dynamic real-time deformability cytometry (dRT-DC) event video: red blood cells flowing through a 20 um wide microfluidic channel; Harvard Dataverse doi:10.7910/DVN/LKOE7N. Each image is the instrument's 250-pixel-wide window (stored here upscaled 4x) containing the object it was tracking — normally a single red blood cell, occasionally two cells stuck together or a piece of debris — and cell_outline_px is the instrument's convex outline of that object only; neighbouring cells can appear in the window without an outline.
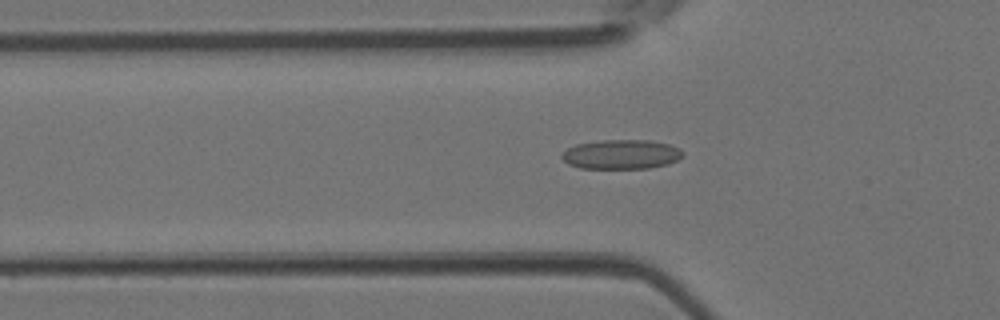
{"species": "Egyptian fruit bat (a non-hibernating species)", "species_latin": "Rousettus aegyptiacus", "temperature_condition": "room temperature", "stored_images_in_passage": 37, "camera_frame_rate_fps": 3000, "um_per_image_px": 0.085, "animal": {"sex": "female"}, "frame": {"image": 1, "passage_image": 7, "time_ms": 2.0, "image_size_px": [1000, 320], "cell_outline_px": [[684, 156], [668, 164], [648, 168], [580, 168], [568, 164], [560, 156], [560, 152], [576, 144], [604, 140], [652, 140], [668, 144], [680, 148], [684, 152]], "centroid_in_image_um": [52.81, 13.11], "position_along_channel_um": 73.0, "area_um2": 20.87}}
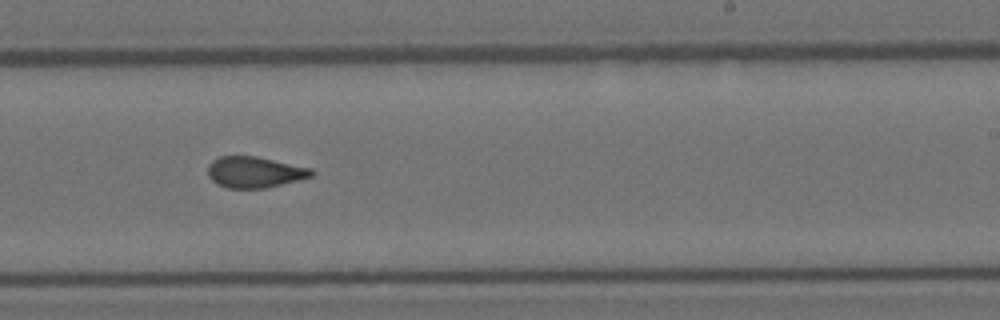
{"frame": {"image": 2, "passage_image": 20, "time_ms": 6.333, "image_size_px": [1000, 320], "cell_outline_px": [[316, 172], [312, 176], [300, 180], [264, 188], [228, 188], [216, 184], [208, 176], [208, 164], [212, 160], [220, 156], [256, 156], [312, 168]], "centroid_in_image_um": [21.65, 14.63], "position_along_channel_um": 267.4, "area_um2": 18.9}}
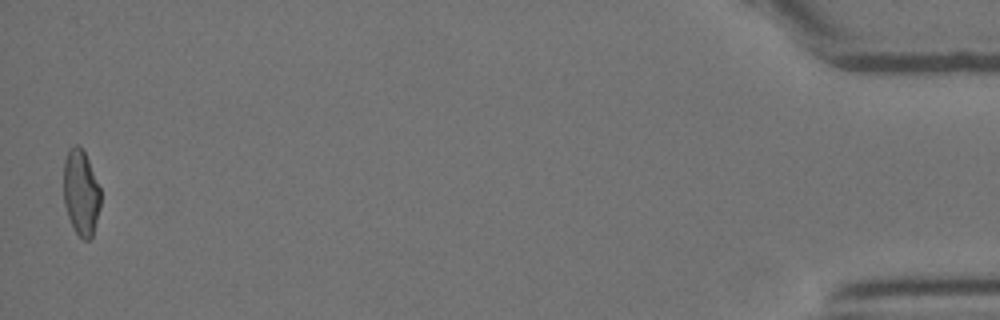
{"frame": {"image": 3, "passage_image": 37, "time_ms": 12.0, "image_size_px": [1000, 320], "cell_outline_px": [[100, 208], [92, 236], [88, 240], [84, 240], [72, 228], [64, 204], [64, 160], [68, 148], [76, 144], [84, 152], [88, 160], [100, 188]], "centroid_in_image_um": [6.87, 16.38], "position_along_channel_um": 428.3, "area_um2": 18.38}}